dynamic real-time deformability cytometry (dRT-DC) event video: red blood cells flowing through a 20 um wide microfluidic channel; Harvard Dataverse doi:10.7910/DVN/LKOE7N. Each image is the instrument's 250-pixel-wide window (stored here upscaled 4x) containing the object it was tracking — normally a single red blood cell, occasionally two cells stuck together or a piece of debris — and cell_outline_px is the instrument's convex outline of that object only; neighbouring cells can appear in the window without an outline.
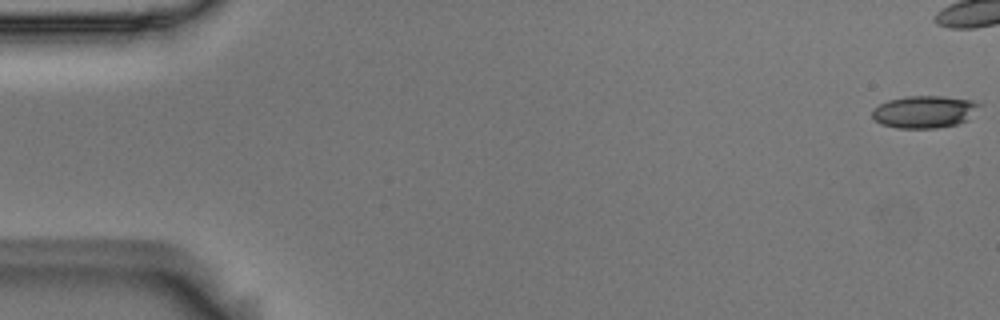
{"species": "Egyptian fruit bat (a non-hibernating species)", "species_latin": "Rousettus aegyptiacus", "temperature_condition": "room temperature", "stored_images_in_passage": 44, "camera_frame_rate_fps": 3000, "um_per_image_px": 0.085, "animal": {"sex": "male"}, "frame": {"image": 1, "passage_image": 1, "time_ms": 0.0, "image_size_px": [1000, 320], "cell_outline_px": [[980, 104], [968, 120], [956, 124], [936, 128], [896, 128], [880, 124], [872, 116], [872, 108], [888, 100], [908, 96], [944, 96], [972, 100]], "centroid_in_image_um": [78.54, 9.5], "position_along_channel_um": 6.5, "area_um2": 20.11}}
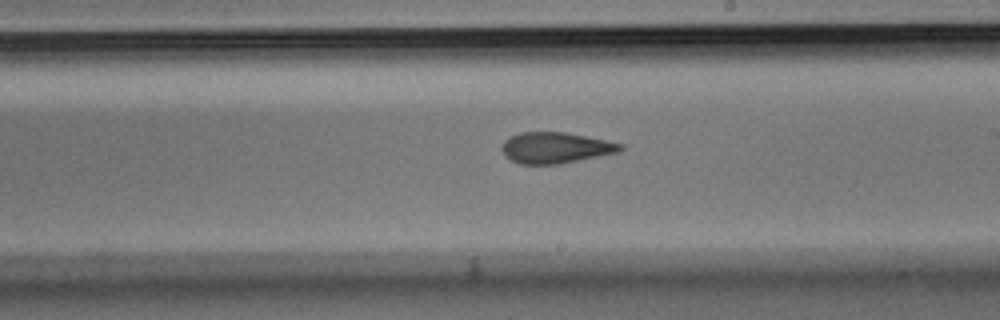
{"frame": {"image": 2, "passage_image": 32, "time_ms": 10.333, "image_size_px": [1000, 320], "cell_outline_px": [[624, 148], [620, 152], [560, 164], [520, 164], [512, 160], [500, 148], [504, 140], [508, 136], [520, 132], [564, 132], [624, 144]], "centroid_in_image_um": [47.22, 12.56], "position_along_channel_um": 241.8, "area_um2": 21.39}}
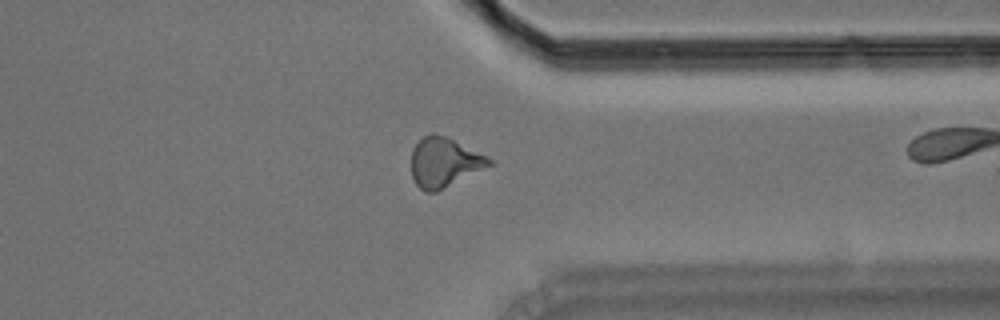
{"frame": {"image": 3, "passage_image": 43, "time_ms": 14.0, "image_size_px": [1000, 320], "cell_outline_px": [[492, 164], [436, 192], [424, 192], [416, 184], [412, 176], [412, 148], [424, 136], [432, 132], [444, 136], [488, 156], [492, 160]], "centroid_in_image_um": [37.73, 13.8], "position_along_channel_um": 373.7, "area_um2": 22.08}}